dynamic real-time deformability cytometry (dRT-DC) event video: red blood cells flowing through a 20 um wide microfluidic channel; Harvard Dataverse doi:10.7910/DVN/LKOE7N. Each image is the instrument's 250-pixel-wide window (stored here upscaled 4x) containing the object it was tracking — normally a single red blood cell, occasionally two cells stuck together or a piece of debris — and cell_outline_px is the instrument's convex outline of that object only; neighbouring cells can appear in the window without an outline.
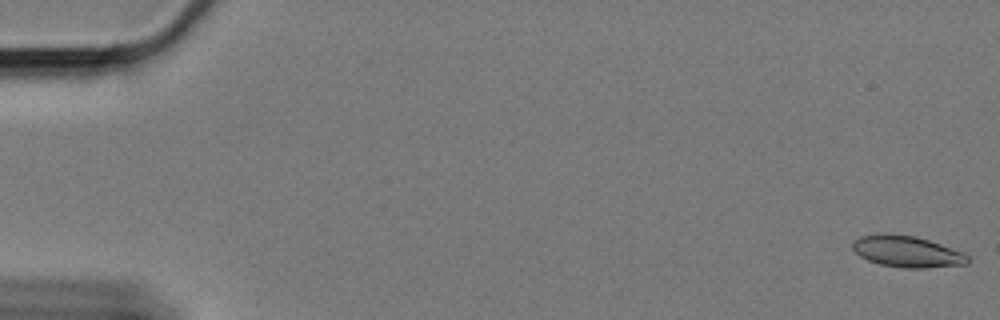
{"species": "Egyptian fruit bat (a non-hibernating species)", "species_latin": "Rousettus aegyptiacus", "temperature_condition": "cold", "stored_images_in_passage": 60, "camera_frame_rate_fps": 3000, "um_per_image_px": 0.085, "animal": {"sex": "female"}, "frame": {"image": 1, "passage_image": 1, "time_ms": 0.0, "image_size_px": [1000, 320], "cell_outline_px": [[968, 264], [924, 268], [904, 268], [880, 264], [868, 260], [860, 256], [852, 248], [852, 240], [860, 236], [880, 232], [884, 232], [916, 236], [964, 252], [968, 256]], "centroid_in_image_um": [77.06, 21.36], "position_along_channel_um": 7.9, "area_um2": 21.27}}
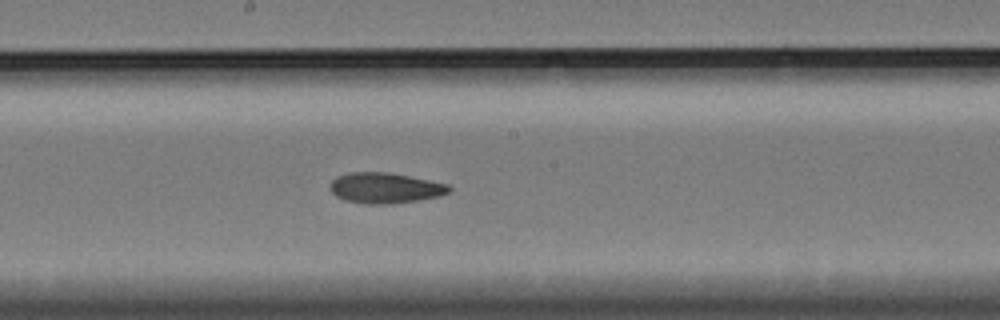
{"frame": {"image": 2, "passage_image": 33, "time_ms": 10.667, "image_size_px": [1000, 320], "cell_outline_px": [[452, 192], [440, 196], [392, 204], [364, 204], [344, 200], [336, 196], [328, 188], [332, 180], [336, 176], [348, 172], [388, 172], [448, 184], [452, 188]], "centroid_in_image_um": [32.71, 15.98], "position_along_channel_um": 215.5, "area_um2": 21.39}}
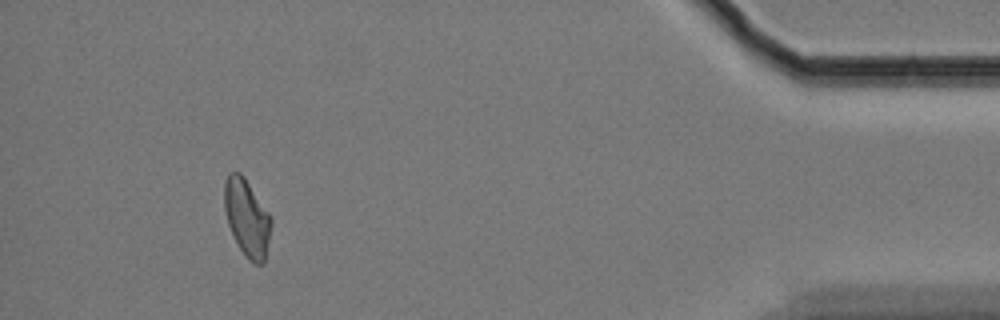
{"frame": {"image": 3, "passage_image": 56, "time_ms": 18.333, "image_size_px": [1000, 320], "cell_outline_px": [[272, 224], [264, 264], [256, 264], [248, 260], [240, 248], [228, 224], [224, 208], [224, 180], [228, 172], [240, 172], [244, 176], [272, 216]], "centroid_in_image_um": [21.0, 18.48], "position_along_channel_um": 414.2, "area_um2": 21.21}, "authors_computed_cell_mechanics": {"area_um2": 21.1548, "velocity_mm_per_s": 3.34, "shape_relaxation_time_tau1_ms": null, "shape_relaxation_time_tau2_ms": 3.4554, "deformation_change_tau1": null, "deformation_change_tau2": 0.0814}}